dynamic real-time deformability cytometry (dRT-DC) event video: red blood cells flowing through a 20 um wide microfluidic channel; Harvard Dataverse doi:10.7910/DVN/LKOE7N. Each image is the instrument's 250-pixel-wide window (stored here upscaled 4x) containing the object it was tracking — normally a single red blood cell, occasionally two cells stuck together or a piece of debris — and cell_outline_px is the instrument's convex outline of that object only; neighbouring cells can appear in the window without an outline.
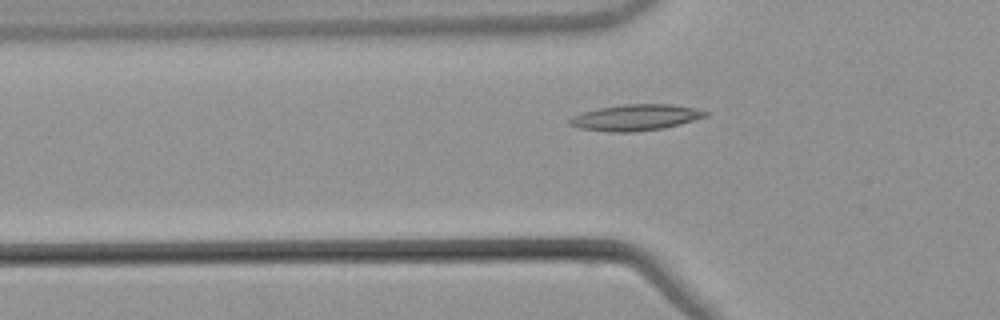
{"species": "common noctule bat (a hibernating species)", "species_latin": "Nyctalus noctula", "temperature_condition": "warm", "stored_images_in_passage": 49, "camera_frame_rate_fps": 3000, "um_per_image_px": 0.085, "animal": {"sex": "male", "body_mass_g": 21.5, "forearm_length_mm": 52.0}, "frame": {"image": 1, "passage_image": 14, "time_ms": 4.333, "image_size_px": [1000, 320], "cell_outline_px": [[708, 116], [680, 124], [664, 128], [636, 132], [612, 132], [580, 128], [568, 124], [568, 120], [572, 116], [580, 112], [600, 108], [624, 104], [672, 104], [692, 108], [708, 112]], "centroid_in_image_um": [54.0, 9.99], "position_along_channel_um": 71.8, "area_um2": 20.63}}
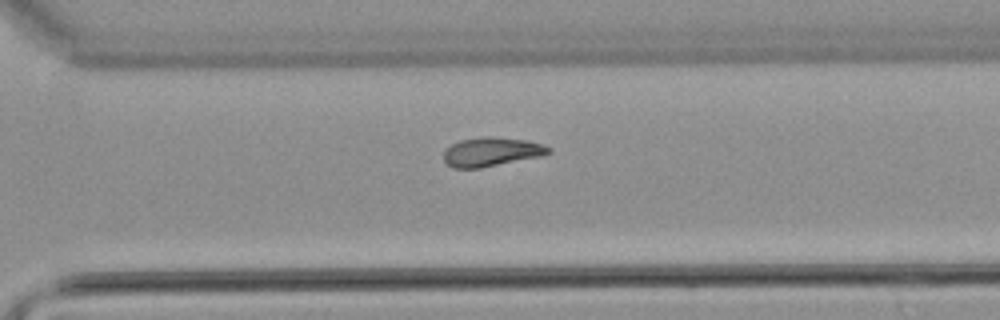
{"frame": {"image": 2, "passage_image": 34, "time_ms": 11.0, "image_size_px": [1000, 320], "cell_outline_px": [[552, 152], [540, 156], [480, 168], [452, 168], [444, 160], [444, 152], [452, 144], [460, 140], [484, 136], [492, 136], [528, 140], [552, 148]], "centroid_in_image_um": [41.78, 12.9], "position_along_channel_um": 328.8, "area_um2": 17.63}}
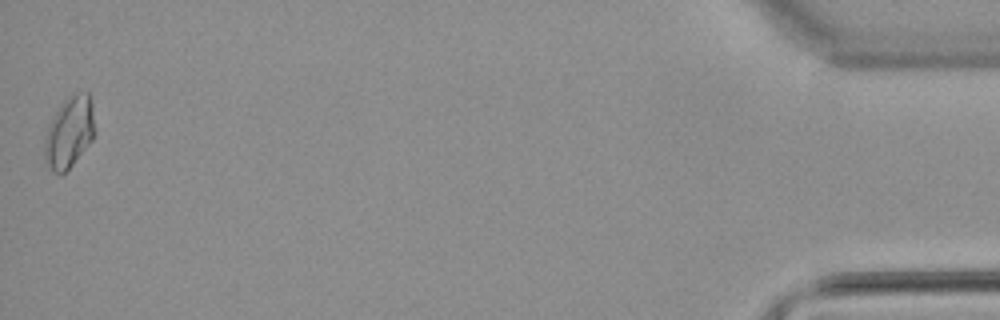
{"frame": {"image": 3, "passage_image": 49, "time_ms": 16.0, "image_size_px": [1000, 320], "cell_outline_px": [[96, 132], [92, 140], [72, 164], [60, 176], [52, 172], [44, 156], [44, 140], [48, 124], [60, 104], [68, 96], [76, 92], [88, 92], [92, 104]], "centroid_in_image_um": [5.89, 11.22], "position_along_channel_um": 429.3, "area_um2": 21.04}, "authors_computed_cell_mechanics": {"area_um2": 18.0336, "velocity_mm_per_s": 3.8549, "shape_relaxation_time_tau1_ms": null, "shape_relaxation_time_tau2_ms": 10.939, "deformation_change_tau1": null, "deformation_change_tau2": 0.1984}}